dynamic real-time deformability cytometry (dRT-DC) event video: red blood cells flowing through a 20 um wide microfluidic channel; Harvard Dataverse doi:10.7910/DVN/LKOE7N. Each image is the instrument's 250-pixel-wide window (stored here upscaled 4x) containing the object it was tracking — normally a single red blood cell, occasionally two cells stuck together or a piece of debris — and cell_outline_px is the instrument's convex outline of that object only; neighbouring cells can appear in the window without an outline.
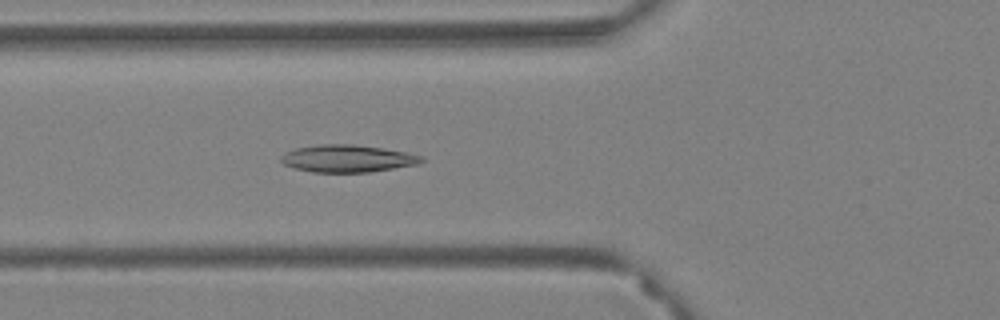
{"species": "Egyptian fruit bat (a non-hibernating species)", "species_latin": "Rousettus aegyptiacus", "temperature_condition": "warm", "stored_images_in_passage": 62, "segment_of_instrument_passage": [1, 2], "camera_frame_rate_fps": 3000, "um_per_image_px": 0.085, "animal": {"sex": "female"}, "frame": {"image": 1, "passage_image": 23, "time_ms": 7.333, "image_size_px": [1000, 320], "cell_outline_px": [[424, 160], [416, 164], [368, 172], [312, 172], [296, 168], [284, 164], [280, 160], [280, 156], [296, 148], [316, 144], [352, 144], [384, 148], [408, 152], [424, 156]], "centroid_in_image_um": [29.54, 13.46], "position_along_channel_um": 96.3, "area_um2": 22.25}}
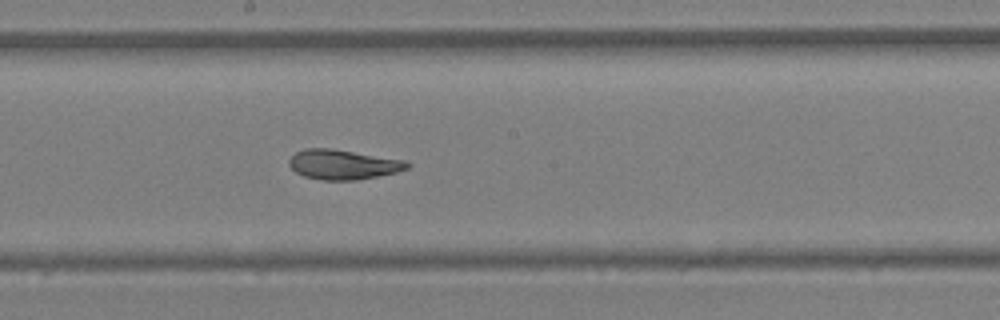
{"frame": {"image": 2, "passage_image": 34, "time_ms": 11.0, "image_size_px": [1000, 320], "cell_outline_px": [[412, 164], [408, 168], [396, 172], [356, 180], [320, 180], [304, 176], [296, 172], [288, 164], [288, 160], [296, 152], [304, 148], [328, 148], [408, 160]], "centroid_in_image_um": [29.17, 13.98], "position_along_channel_um": 219.0, "area_um2": 20.52}}
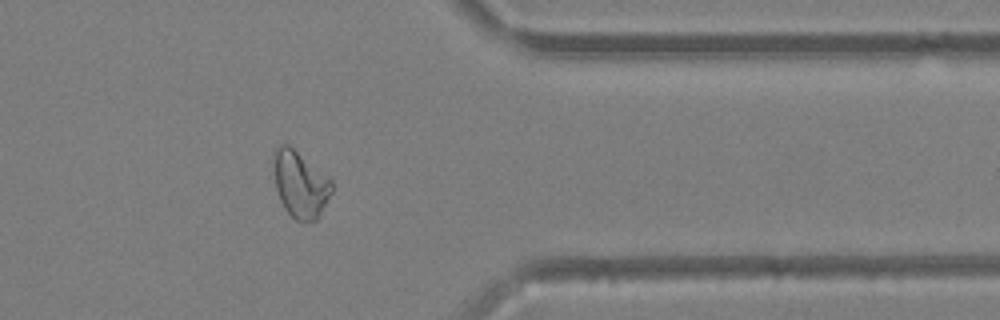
{"frame": {"image": 3, "passage_image": 50, "time_ms": 16.333, "image_size_px": [1000, 320], "cell_outline_px": [[332, 192], [316, 220], [304, 224], [296, 220], [284, 208], [280, 200], [276, 188], [272, 160], [276, 148], [280, 144], [288, 144], [332, 180]], "centroid_in_image_um": [25.5, 15.68], "position_along_channel_um": 385.9, "area_um2": 22.48}}